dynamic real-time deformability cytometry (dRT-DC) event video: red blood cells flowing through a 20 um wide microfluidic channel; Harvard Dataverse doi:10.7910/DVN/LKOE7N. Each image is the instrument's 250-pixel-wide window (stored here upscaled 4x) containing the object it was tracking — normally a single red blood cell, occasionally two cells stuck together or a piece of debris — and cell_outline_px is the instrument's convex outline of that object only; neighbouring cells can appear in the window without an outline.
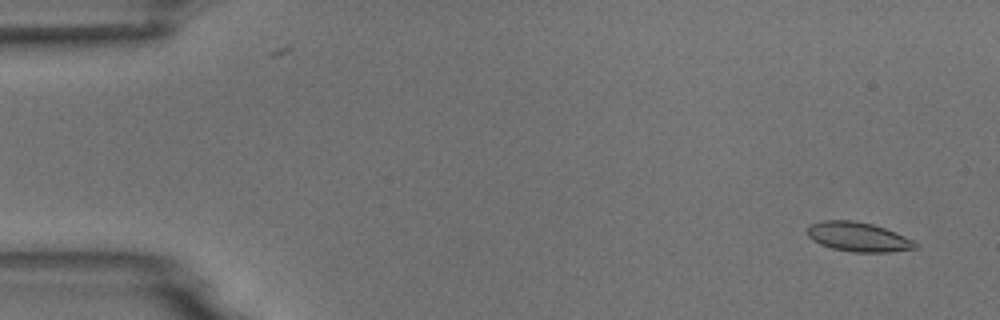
{"species": "common noctule bat (a hibernating species)", "species_latin": "Nyctalus noctula", "temperature_condition": "room temperature", "stored_images_in_passage": 4, "camera_frame_rate_fps": 3000, "um_per_image_px": 0.085, "animal": {"sex": "male", "body_mass_g": 18.8}, "frame": {"image": 1, "passage_image": 1, "time_ms": 0.0, "image_size_px": [1000, 320], "cell_outline_px": [[920, 244], [916, 248], [888, 252], [852, 252], [832, 248], [820, 244], [812, 240], [808, 236], [808, 224], [824, 220], [852, 220], [872, 224], [896, 232]], "centroid_in_image_um": [72.93, 20.13], "position_along_channel_um": 12.1, "area_um2": 18.5}}
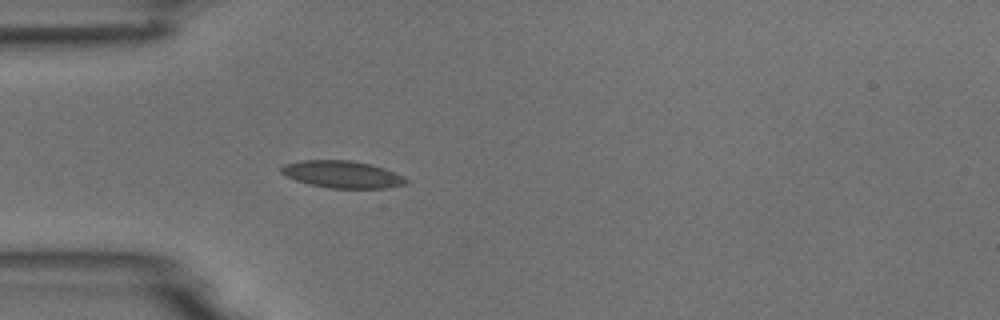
{"frame": {"image": 2, "passage_image": 4, "time_ms": 4.333, "image_size_px": [1000, 320], "cell_outline_px": [[412, 180], [408, 184], [388, 188], [328, 188], [308, 184], [284, 176], [280, 172], [280, 168], [284, 164], [300, 160], [352, 160], [372, 164], [396, 172]], "centroid_in_image_um": [29.14, 14.82], "position_along_channel_um": 55.9, "area_um2": 20.23}}